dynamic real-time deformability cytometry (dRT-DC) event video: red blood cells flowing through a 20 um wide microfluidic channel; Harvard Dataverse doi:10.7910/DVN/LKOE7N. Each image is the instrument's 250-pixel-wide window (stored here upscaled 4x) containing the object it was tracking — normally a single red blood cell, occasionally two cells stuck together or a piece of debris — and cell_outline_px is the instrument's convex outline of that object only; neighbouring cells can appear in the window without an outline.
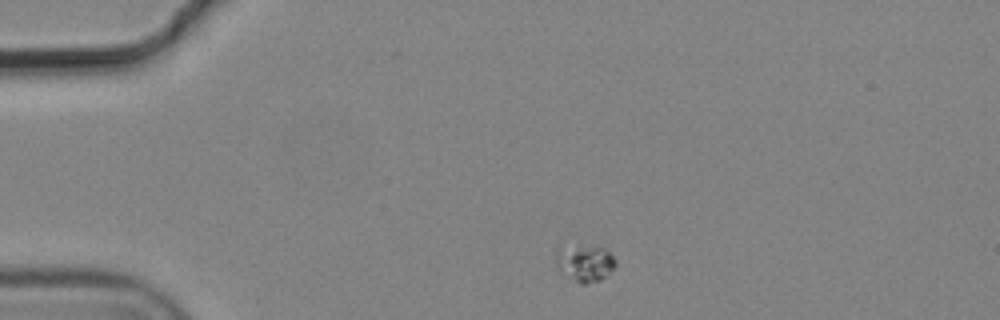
{"species": "common noctule bat (a hibernating species)", "species_latin": "Nyctalus noctula", "temperature_condition": "cold", "stored_images_in_passage": 9, "camera_frame_rate_fps": 3000, "um_per_image_px": 0.085, "animal": {"sex": "male", "body_mass_g": 19.2, "forearm_length_mm": 51.8}, "frame": {"image": 1, "passage_image": 1, "time_ms": 0.0, "image_size_px": [1000, 320], "cell_outline_px": [[616, 264], [600, 280], [584, 284], [580, 284], [556, 264], [556, 252], [592, 248], [600, 248], [608, 252], [616, 260]], "centroid_in_image_um": [49.79, 22.44], "position_along_channel_um": 35.2, "area_um2": 11.16}}
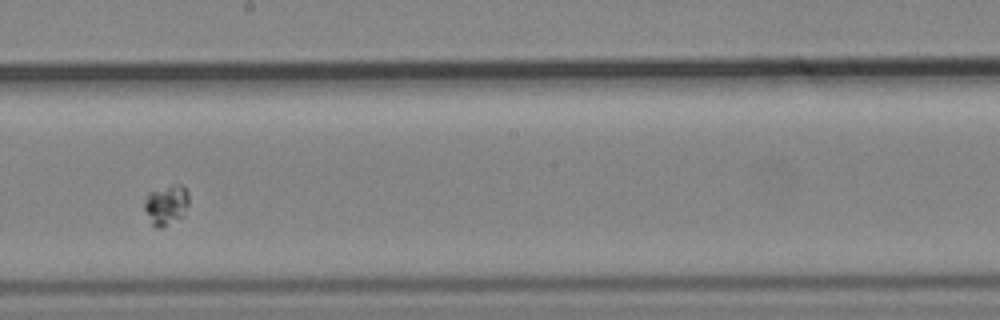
{"frame": {"image": 2, "passage_image": 7, "time_ms": 2.0, "image_size_px": [1000, 320], "cell_outline_px": [[188, 204], [184, 216], [160, 228], [156, 228], [152, 224], [144, 208], [144, 204], [148, 192], [176, 184], [180, 184], [188, 192]], "centroid_in_image_um": [14.14, 17.42], "position_along_channel_um": 234.1, "area_um2": 10.23}}
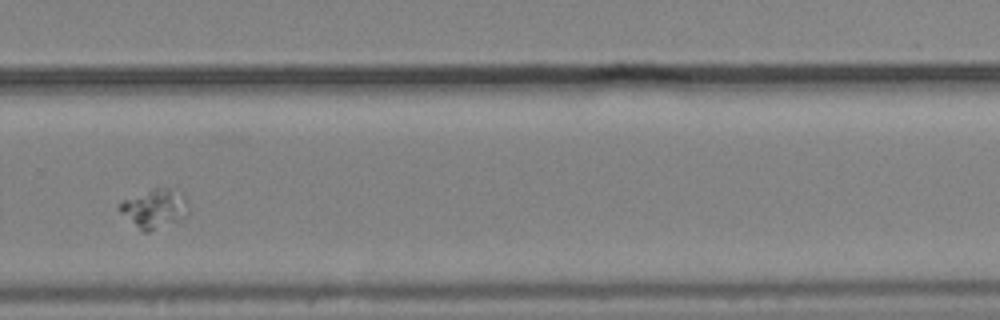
{"frame": {"image": 3, "passage_image": 9, "time_ms": 2.667, "image_size_px": [1000, 320], "cell_outline_px": [[188, 212], [180, 220], [148, 232], [144, 232], [120, 212], [116, 208], [124, 200], [152, 188], [168, 188], [184, 196], [188, 200]], "centroid_in_image_um": [13.14, 17.72], "position_along_channel_um": 316.7, "area_um2": 15.32}}